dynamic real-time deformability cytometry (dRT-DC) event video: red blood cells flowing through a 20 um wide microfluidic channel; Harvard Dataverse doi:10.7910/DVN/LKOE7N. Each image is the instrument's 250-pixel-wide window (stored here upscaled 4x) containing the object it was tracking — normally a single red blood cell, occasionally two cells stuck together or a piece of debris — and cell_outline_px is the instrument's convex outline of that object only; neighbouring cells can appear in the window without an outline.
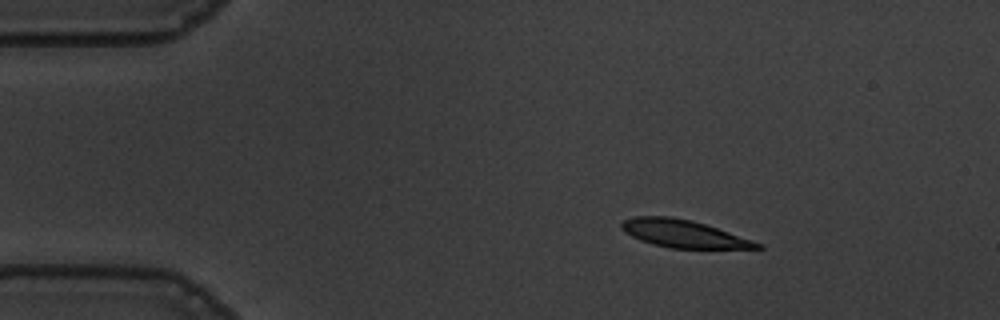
{"species": "common noctule bat (a hibernating species)", "species_latin": "Nyctalus noctula", "temperature_condition": "warm", "stored_images_in_passage": 47, "camera_frame_rate_fps": 3000, "um_per_image_px": 0.085, "animal": {"sex": "male", "body_mass_g": 19.5, "forearm_length_mm": 54.6}, "frame": {"image": 1, "passage_image": 1, "time_ms": 0.0, "image_size_px": [1000, 320], "cell_outline_px": [[764, 248], [672, 248], [652, 244], [640, 240], [624, 232], [620, 228], [620, 224], [624, 220], [636, 216], [672, 216], [692, 220], [764, 244]], "centroid_in_image_um": [58.06, 19.86], "position_along_channel_um": 26.9, "area_um2": 21.62}}
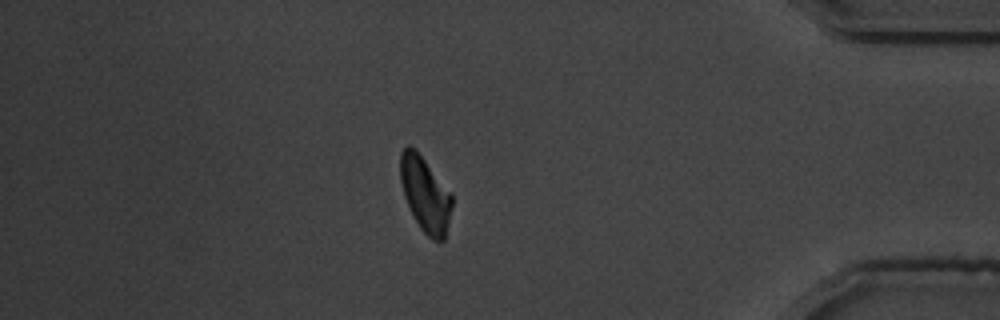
{"frame": {"image": 2, "passage_image": 40, "time_ms": 13.0, "image_size_px": [1000, 320], "cell_outline_px": [[452, 208], [444, 240], [432, 240], [420, 228], [404, 196], [400, 180], [400, 152], [408, 144], [416, 148], [452, 196]], "centroid_in_image_um": [36.12, 16.49], "position_along_channel_um": 399.1, "area_um2": 22.25}, "authors_computed_cell_mechanics": {"area_um2": 23.409, "velocity_mm_per_s": 3.6266, "shape_relaxation_time_tau1_ms": 6.0698, "shape_relaxation_time_tau2_ms": 6.0004, "deformation_change_tau1": 0.1969, "deformation_change_tau2": 0.143}}